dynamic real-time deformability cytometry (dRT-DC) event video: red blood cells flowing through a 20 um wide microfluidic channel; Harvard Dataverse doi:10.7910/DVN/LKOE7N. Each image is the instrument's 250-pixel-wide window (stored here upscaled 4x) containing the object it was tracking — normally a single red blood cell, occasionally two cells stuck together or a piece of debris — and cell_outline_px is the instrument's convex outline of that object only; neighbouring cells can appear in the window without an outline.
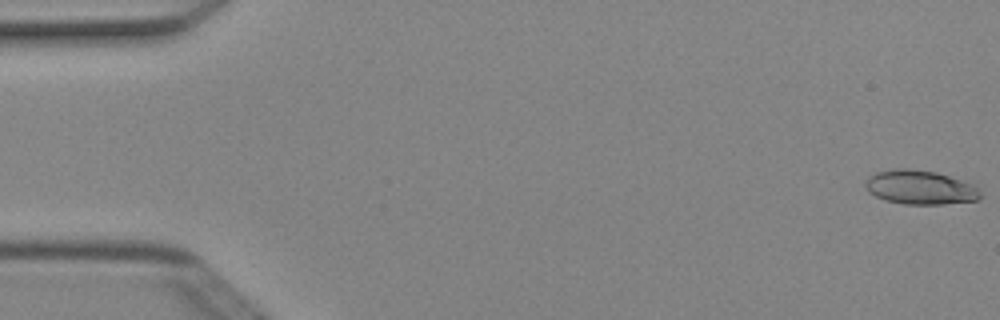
{"species": "Egyptian fruit bat (a non-hibernating species)", "species_latin": "Rousettus aegyptiacus", "temperature_condition": "cold", "stored_images_in_passage": 5, "camera_frame_rate_fps": 3000, "um_per_image_px": 0.085, "animal": {"sex": "female"}, "frame": {"image": 1, "passage_image": 1, "time_ms": 0.0, "image_size_px": [1000, 320], "cell_outline_px": [[980, 200], [944, 204], [904, 204], [884, 200], [868, 192], [864, 184], [868, 176], [876, 172], [892, 168], [908, 168], [936, 172], [972, 184], [976, 188], [980, 196]], "centroid_in_image_um": [78.15, 15.92], "position_along_channel_um": 6.9, "area_um2": 22.83}}
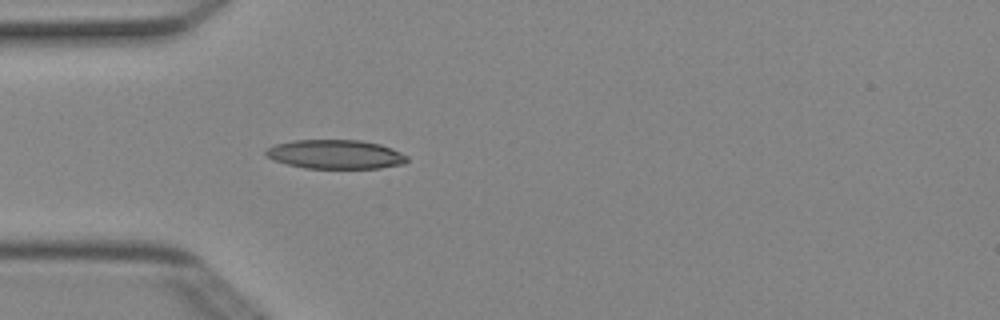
{"frame": {"image": 2, "passage_image": 5, "time_ms": 1.333, "image_size_px": [1000, 320], "cell_outline_px": [[408, 160], [404, 164], [380, 168], [304, 168], [272, 160], [264, 152], [268, 148], [276, 144], [292, 140], [360, 140], [380, 144], [392, 148], [408, 156]], "centroid_in_image_um": [28.53, 13.12], "position_along_channel_um": 56.5, "area_um2": 23.93}}